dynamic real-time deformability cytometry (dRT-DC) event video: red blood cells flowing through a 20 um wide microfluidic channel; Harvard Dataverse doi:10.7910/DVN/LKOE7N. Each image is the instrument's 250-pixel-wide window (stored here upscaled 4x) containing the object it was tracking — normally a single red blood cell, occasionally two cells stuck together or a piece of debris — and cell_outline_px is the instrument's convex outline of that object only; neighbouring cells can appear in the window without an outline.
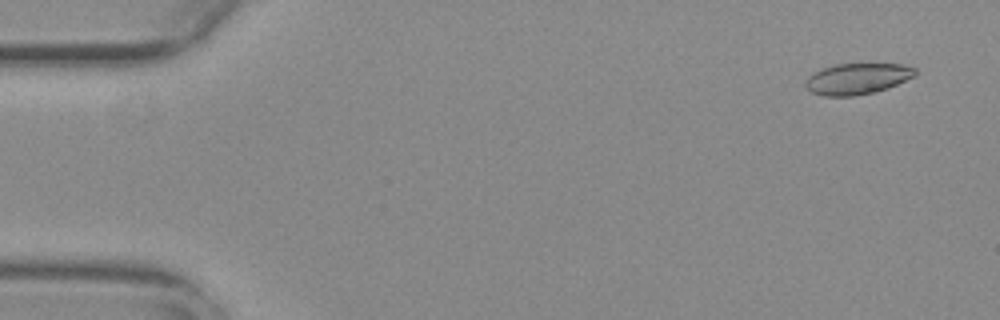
{"species": "common noctule bat (a hibernating species)", "species_latin": "Nyctalus noctula", "temperature_condition": "warm", "stored_images_in_passage": 56, "camera_frame_rate_fps": 3000, "um_per_image_px": 0.085, "animal": {"sex": "female", "body_mass_g": 29.2, "forearm_length_mm": 56.3}, "frame": {"image": 1, "passage_image": 4, "time_ms": 1.0, "image_size_px": [1000, 320], "cell_outline_px": [[916, 76], [888, 88], [872, 92], [852, 96], [824, 96], [812, 92], [804, 84], [808, 76], [812, 72], [820, 68], [836, 64], [904, 64], [916, 68]], "centroid_in_image_um": [72.87, 6.68], "position_along_channel_um": 12.1, "area_um2": 19.94}}
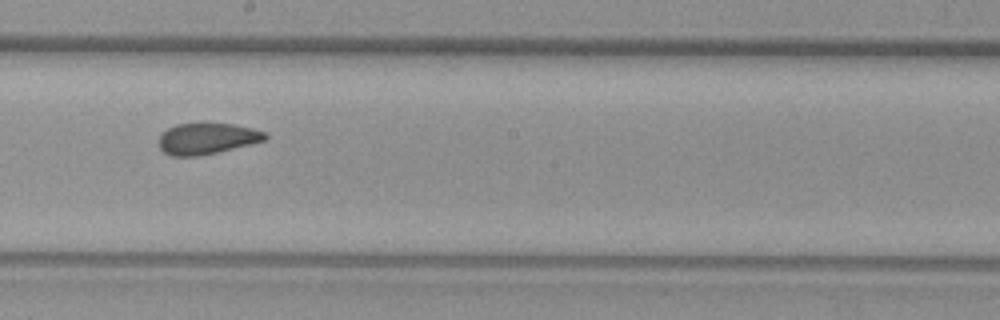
{"frame": {"image": 2, "passage_image": 32, "time_ms": 10.333, "image_size_px": [1000, 320], "cell_outline_px": [[268, 136], [264, 140], [216, 152], [196, 156], [172, 156], [164, 152], [156, 144], [156, 140], [168, 128], [176, 124], [232, 124], [252, 128], [268, 132]], "centroid_in_image_um": [17.55, 11.78], "position_along_channel_um": 230.7, "area_um2": 19.07}}
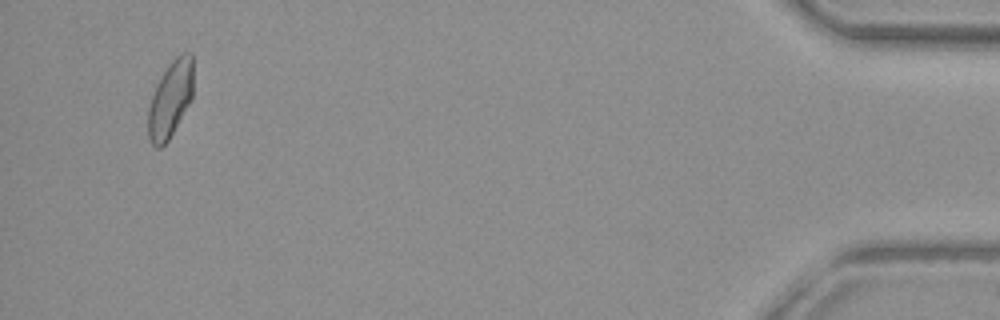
{"frame": {"image": 3, "passage_image": 54, "time_ms": 17.667, "image_size_px": [1000, 320], "cell_outline_px": [[192, 100], [168, 140], [160, 148], [156, 148], [148, 140], [148, 108], [156, 84], [168, 64], [180, 52], [192, 52]], "centroid_in_image_um": [14.47, 8.43], "position_along_channel_um": 420.7, "area_um2": 20.23}, "authors_computed_cell_mechanics": {"area_um2": 20.23, "velocity_mm_per_s": 3.7249, "shape_relaxation_time_tau1_ms": null, "shape_relaxation_time_tau2_ms": 1.308, "deformation_change_tau1": null, "deformation_change_tau2": 0.0687}}